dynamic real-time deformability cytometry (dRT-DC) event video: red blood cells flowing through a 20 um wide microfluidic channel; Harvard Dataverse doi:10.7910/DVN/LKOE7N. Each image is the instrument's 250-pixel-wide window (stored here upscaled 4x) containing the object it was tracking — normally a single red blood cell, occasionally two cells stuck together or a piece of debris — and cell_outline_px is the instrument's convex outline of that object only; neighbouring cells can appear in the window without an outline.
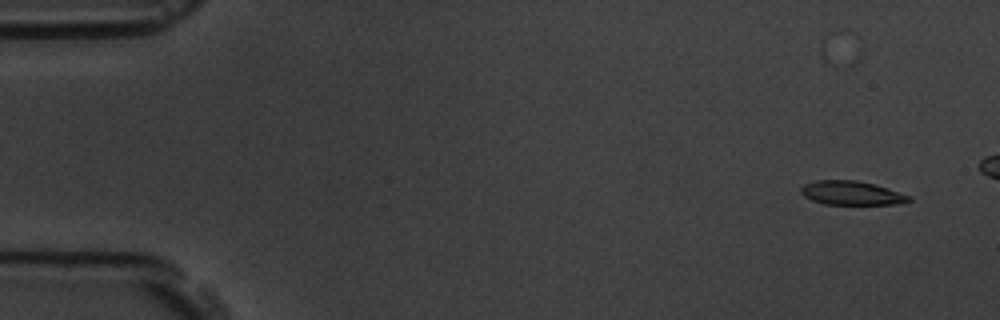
{"species": "common noctule bat (a hibernating species)", "species_latin": "Nyctalus noctula", "temperature_condition": "room temperature", "stored_images_in_passage": 18, "camera_frame_rate_fps": 3000, "um_per_image_px": 0.085, "animal": {"sex": "male", "body_mass_g": 19.5, "forearm_length_mm": 54.6}, "frame": {"image": 1, "passage_image": 3, "time_ms": 0.667, "image_size_px": [1000, 320], "cell_outline_px": [[912, 200], [896, 204], [824, 204], [812, 200], [804, 196], [800, 192], [800, 188], [804, 184], [816, 180], [856, 180], [876, 184], [912, 196]], "centroid_in_image_um": [72.39, 16.4], "position_along_channel_um": 12.6, "area_um2": 15.14}}